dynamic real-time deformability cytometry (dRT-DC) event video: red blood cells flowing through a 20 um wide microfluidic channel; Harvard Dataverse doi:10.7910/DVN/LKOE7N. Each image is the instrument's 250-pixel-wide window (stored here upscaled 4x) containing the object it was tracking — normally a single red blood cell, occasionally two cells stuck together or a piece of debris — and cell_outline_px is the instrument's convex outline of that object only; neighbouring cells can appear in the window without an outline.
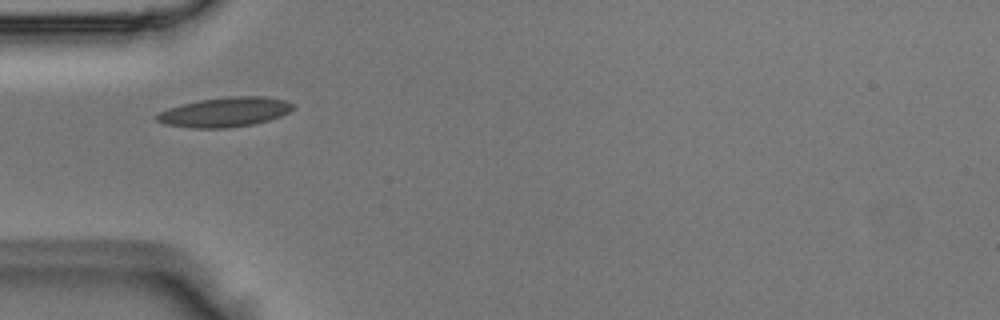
{"species": "Egyptian fruit bat (a non-hibernating species)", "species_latin": "Rousettus aegyptiacus", "temperature_condition": "room temperature", "stored_images_in_passage": 5, "camera_frame_rate_fps": 3000, "um_per_image_px": 0.085, "animal": {"sex": "male"}, "frame": {"image": 1, "passage_image": 2, "time_ms": 0.333, "image_size_px": [1000, 320], "cell_outline_px": [[292, 108], [288, 112], [280, 116], [268, 120], [252, 124], [228, 128], [192, 128], [164, 124], [156, 120], [152, 116], [168, 108], [200, 100], [228, 96], [264, 96], [284, 100], [292, 104]], "centroid_in_image_um": [19.06, 9.53], "position_along_channel_um": 65.9, "area_um2": 23.35}}
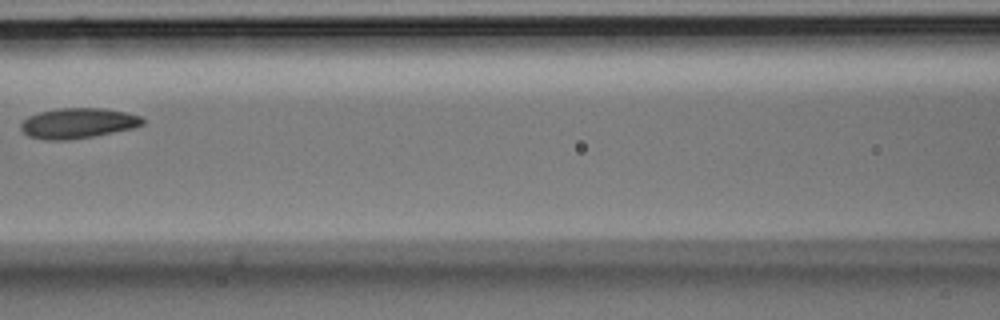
{"frame": {"image": 2, "passage_image": 4, "time_ms": 1.0, "image_size_px": [1000, 320], "cell_outline_px": [[144, 124], [136, 128], [92, 136], [68, 140], [44, 140], [28, 136], [20, 128], [20, 124], [28, 116], [40, 112], [56, 108], [100, 108], [124, 112], [140, 116], [144, 120]], "centroid_in_image_um": [6.61, 10.47], "position_along_channel_um": 160.0, "area_um2": 21.5}}
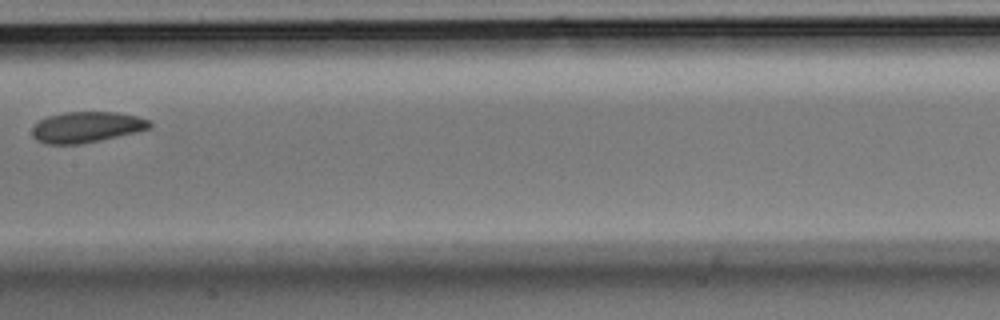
{"frame": {"image": 3, "passage_image": 5, "time_ms": 1.333, "image_size_px": [1000, 320], "cell_outline_px": [[152, 124], [148, 128], [136, 132], [100, 140], [80, 144], [44, 144], [36, 140], [32, 136], [32, 128], [40, 120], [48, 116], [64, 112], [116, 112], [136, 116], [148, 120]], "centroid_in_image_um": [7.31, 10.81], "position_along_channel_um": 200.1, "area_um2": 20.98}}